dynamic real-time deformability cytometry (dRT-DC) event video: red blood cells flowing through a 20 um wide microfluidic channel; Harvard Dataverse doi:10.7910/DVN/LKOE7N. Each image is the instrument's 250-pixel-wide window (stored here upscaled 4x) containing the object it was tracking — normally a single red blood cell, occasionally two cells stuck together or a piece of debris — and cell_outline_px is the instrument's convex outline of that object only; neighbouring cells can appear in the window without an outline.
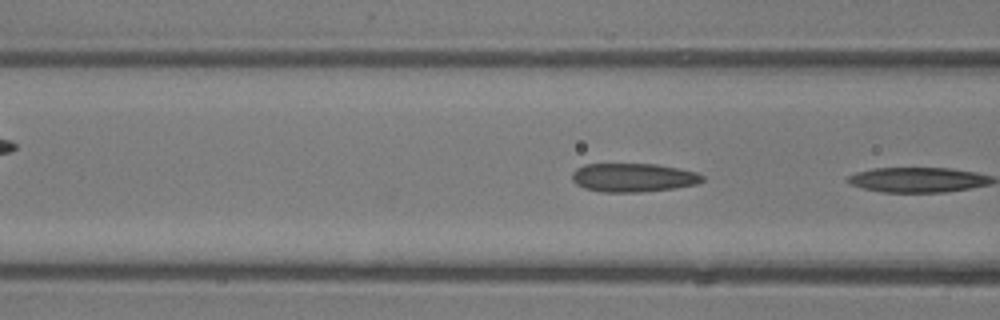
{"species": "common noctule bat (a hibernating species)", "species_latin": "Nyctalus noctula", "temperature_condition": "room temperature", "stored_images_in_passage": 10, "camera_frame_rate_fps": 3000, "um_per_image_px": 0.085, "animal": {"sex": "male", "body_mass_g": 13.3}, "frame": {"image": 1, "passage_image": 9, "time_ms": 10.0, "image_size_px": [1000, 320], "cell_outline_px": [[704, 180], [696, 184], [672, 188], [640, 192], [600, 192], [584, 188], [576, 184], [572, 180], [572, 172], [576, 168], [584, 164], [656, 164], [696, 172], [704, 176]], "centroid_in_image_um": [53.78, 15.09], "position_along_channel_um": 112.8, "area_um2": 21.73}}